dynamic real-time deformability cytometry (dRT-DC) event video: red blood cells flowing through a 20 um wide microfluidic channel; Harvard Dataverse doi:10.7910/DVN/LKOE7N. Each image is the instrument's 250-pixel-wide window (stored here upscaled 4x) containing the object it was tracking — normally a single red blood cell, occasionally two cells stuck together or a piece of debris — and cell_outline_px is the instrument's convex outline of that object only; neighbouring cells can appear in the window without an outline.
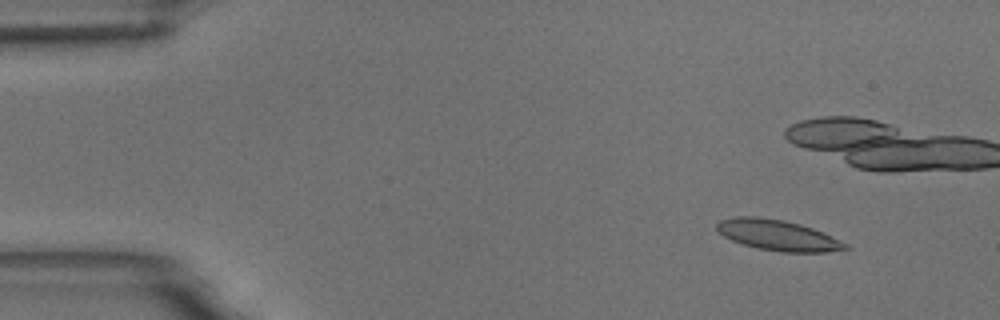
{"species": "common noctule bat (a hibernating species)", "species_latin": "Nyctalus noctula", "temperature_condition": "room temperature", "stored_images_in_passage": 6, "camera_frame_rate_fps": 3000, "um_per_image_px": 0.085, "animal": {"sex": "male", "body_mass_g": 18.8}, "frame": {"image": 1, "passage_image": 1, "time_ms": 0.0, "image_size_px": [1000, 320], "cell_outline_px": [[852, 248], [824, 252], [780, 252], [756, 248], [732, 240], [724, 236], [716, 228], [716, 224], [720, 220], [736, 216], [756, 216], [784, 220], [800, 224], [812, 228], [848, 244]], "centroid_in_image_um": [66.1, 19.99], "position_along_channel_um": 18.9, "area_um2": 22.83}}